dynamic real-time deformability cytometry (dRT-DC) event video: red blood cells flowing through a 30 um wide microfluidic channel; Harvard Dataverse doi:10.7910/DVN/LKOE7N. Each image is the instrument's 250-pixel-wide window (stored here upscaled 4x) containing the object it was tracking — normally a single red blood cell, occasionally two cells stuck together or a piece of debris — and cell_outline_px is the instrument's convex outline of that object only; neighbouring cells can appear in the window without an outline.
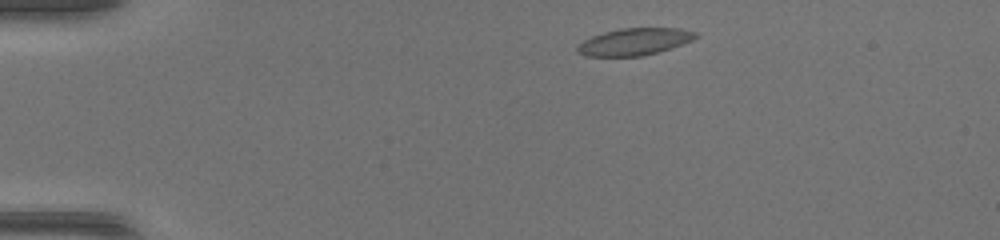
{"species": "common noctule bat (a hibernating species)", "species_latin": "Nyctalus noctula", "temperature_condition": "warm", "stored_images_in_passage": 41, "camera_frame_rate_fps": 3000, "um_per_image_px": 0.085, "animal": {"sex": "female", "body_mass_g": 17.0, "forearm_length_mm": 48.0}, "frame": {"image": 1, "passage_image": 3, "time_ms": 0.667, "image_size_px": [1000, 240], "cell_outline_px": [[700, 36], [692, 40], [672, 48], [640, 56], [584, 56], [576, 52], [576, 48], [584, 40], [592, 36], [604, 32], [620, 28], [680, 28], [696, 32]], "centroid_in_image_um": [53.93, 3.54], "position_along_channel_um": 31.1, "area_um2": 18.61}}
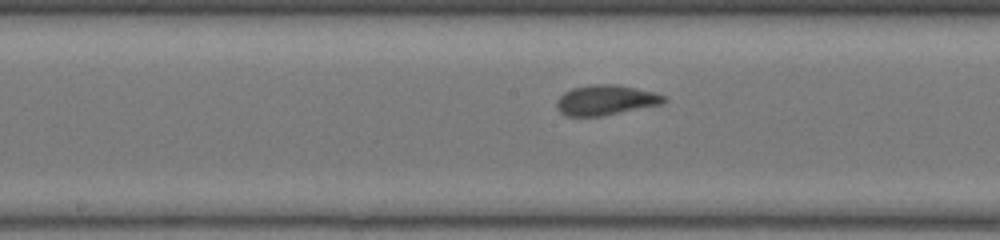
{"frame": {"image": 2, "passage_image": 19, "time_ms": 6.0, "image_size_px": [1000, 240], "cell_outline_px": [[668, 100], [660, 104], [600, 116], [568, 116], [560, 112], [556, 108], [556, 100], [564, 92], [572, 88], [592, 84], [616, 84], [656, 92], [668, 96]], "centroid_in_image_um": [51.49, 8.49], "position_along_channel_um": 196.7, "area_um2": 18.84}}
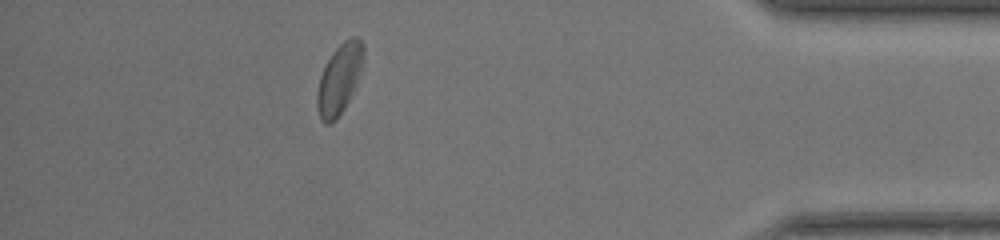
{"frame": {"image": 3, "passage_image": 36, "time_ms": 11.667, "image_size_px": [1000, 240], "cell_outline_px": [[364, 60], [356, 84], [344, 108], [336, 120], [328, 124], [324, 124], [320, 120], [316, 104], [316, 92], [320, 76], [332, 52], [344, 40], [352, 36], [356, 36], [364, 44]], "centroid_in_image_um": [28.84, 6.71], "position_along_channel_um": 406.4, "area_um2": 18.96}}